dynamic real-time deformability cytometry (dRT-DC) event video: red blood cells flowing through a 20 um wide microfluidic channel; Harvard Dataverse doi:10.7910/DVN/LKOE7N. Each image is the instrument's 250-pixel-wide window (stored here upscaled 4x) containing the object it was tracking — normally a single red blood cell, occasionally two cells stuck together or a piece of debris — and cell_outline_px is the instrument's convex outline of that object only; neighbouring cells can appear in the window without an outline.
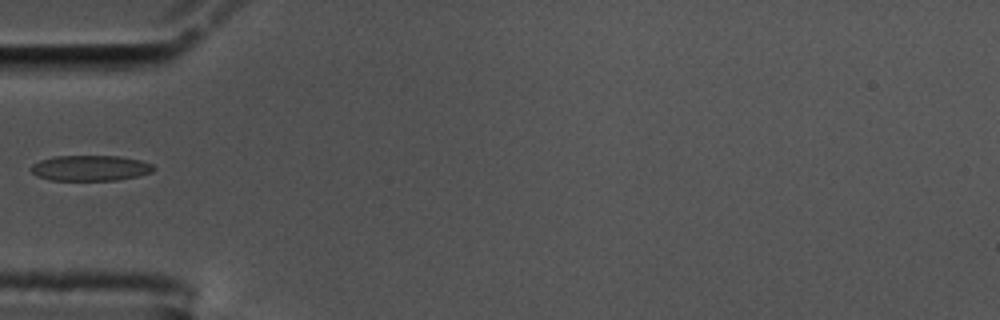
{"species": "common noctule bat (a hibernating species)", "species_latin": "Nyctalus noctula", "temperature_condition": "cold", "stored_images_in_passage": 14, "camera_frame_rate_fps": 3000, "um_per_image_px": 0.085, "animal": {"sex": "male", "body_mass_g": 17.5, "forearm_length_mm": 52.3}, "frame": {"image": 1, "passage_image": 1, "time_ms": 0.0, "image_size_px": [1000, 320], "cell_outline_px": [[156, 168], [152, 172], [136, 176], [116, 180], [48, 180], [36, 176], [28, 168], [32, 164], [40, 160], [52, 156], [120, 156], [140, 160], [152, 164]], "centroid_in_image_um": [7.63, 14.28], "position_along_channel_um": 77.4, "area_um2": 18.38}}
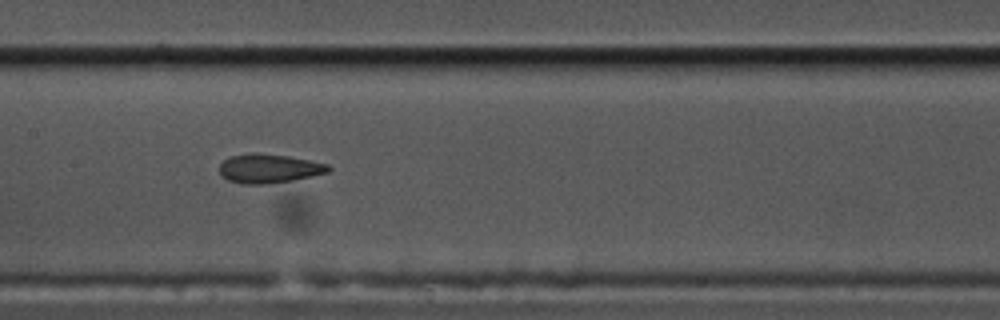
{"frame": {"image": 2, "passage_image": 10, "time_ms": 3.0, "image_size_px": [1000, 320], "cell_outline_px": [[332, 168], [328, 172], [312, 176], [292, 180], [264, 184], [244, 184], [228, 180], [220, 176], [220, 164], [224, 160], [232, 156], [252, 152], [288, 156], [328, 164]], "centroid_in_image_um": [22.85, 14.32], "position_along_channel_um": 184.6, "area_um2": 18.32}}
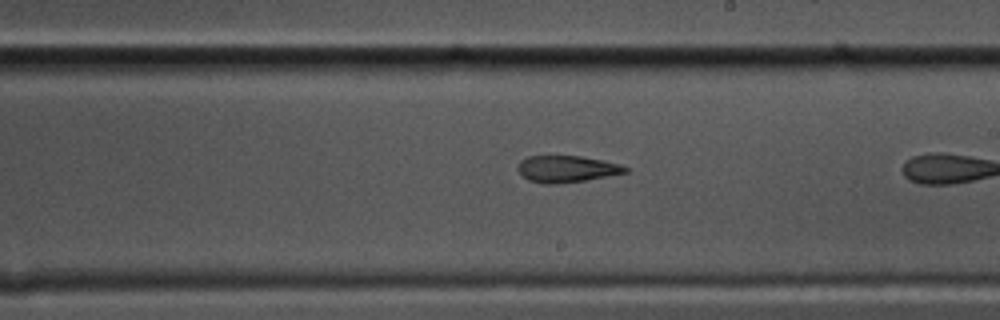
{"frame": {"image": 3, "passage_image": 12, "time_ms": 3.667, "image_size_px": [1000, 320], "cell_outline_px": [[628, 172], [608, 176], [584, 180], [556, 184], [544, 184], [528, 180], [516, 168], [520, 160], [528, 156], [580, 156], [620, 164], [628, 168]], "centroid_in_image_um": [48.14, 14.36], "position_along_channel_um": 240.9, "area_um2": 16.59}}